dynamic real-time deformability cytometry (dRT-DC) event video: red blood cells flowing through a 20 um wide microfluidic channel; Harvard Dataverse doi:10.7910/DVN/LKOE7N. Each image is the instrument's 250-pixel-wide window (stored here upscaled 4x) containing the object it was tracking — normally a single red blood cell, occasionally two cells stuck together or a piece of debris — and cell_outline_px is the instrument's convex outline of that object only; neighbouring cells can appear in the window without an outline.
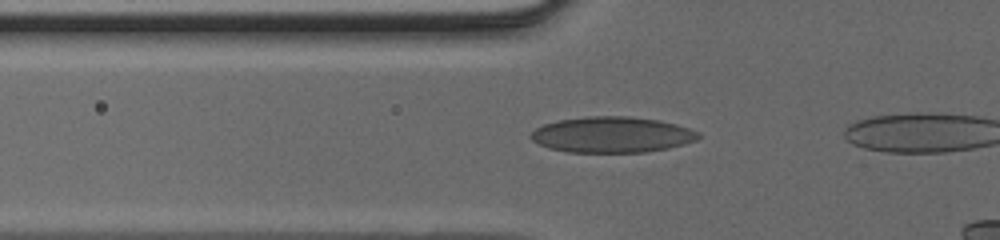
{"species": "human", "species_latin": "Homo sapiens", "temperature_condition": "cold", "stored_images_in_passage": 8, "camera_frame_rate_fps": 3000, "um_per_image_px": 0.085, "donor": {"sex": "male"}, "frame": {"image": 1, "passage_image": 7, "time_ms": 2.0, "image_size_px": [1000, 240], "cell_outline_px": [[700, 136], [696, 140], [668, 148], [644, 152], [568, 152], [548, 148], [532, 140], [528, 136], [536, 128], [544, 124], [560, 120], [588, 116], [628, 116], [660, 120], [676, 124], [688, 128], [696, 132]], "centroid_in_image_um": [51.99, 11.44], "position_along_channel_um": 73.8, "area_um2": 34.8}}